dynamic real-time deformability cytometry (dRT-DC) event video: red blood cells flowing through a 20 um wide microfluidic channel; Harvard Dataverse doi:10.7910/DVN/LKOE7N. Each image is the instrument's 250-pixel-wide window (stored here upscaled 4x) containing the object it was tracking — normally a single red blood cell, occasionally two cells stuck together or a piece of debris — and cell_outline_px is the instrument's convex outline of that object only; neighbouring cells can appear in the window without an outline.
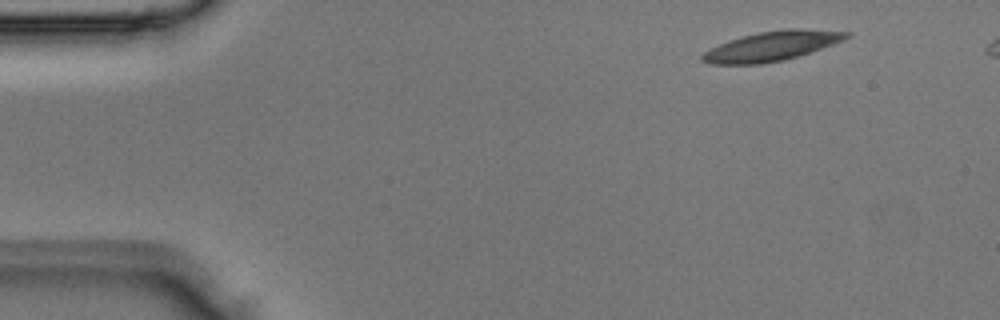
{"species": "Egyptian fruit bat (a non-hibernating species)", "species_latin": "Rousettus aegyptiacus", "temperature_condition": "room temperature", "stored_images_in_passage": 4, "camera_frame_rate_fps": 3000, "um_per_image_px": 0.085, "animal": {"sex": "male"}, "frame": {"image": 1, "passage_image": 1, "time_ms": 0.0, "image_size_px": [1000, 320], "cell_outline_px": [[852, 36], [844, 40], [812, 52], [784, 60], [760, 64], [708, 64], [700, 60], [700, 56], [708, 48], [728, 40], [760, 32], [788, 28], [800, 28], [852, 32]], "centroid_in_image_um": [65.61, 3.92], "position_along_channel_um": 19.4, "area_um2": 25.09}}